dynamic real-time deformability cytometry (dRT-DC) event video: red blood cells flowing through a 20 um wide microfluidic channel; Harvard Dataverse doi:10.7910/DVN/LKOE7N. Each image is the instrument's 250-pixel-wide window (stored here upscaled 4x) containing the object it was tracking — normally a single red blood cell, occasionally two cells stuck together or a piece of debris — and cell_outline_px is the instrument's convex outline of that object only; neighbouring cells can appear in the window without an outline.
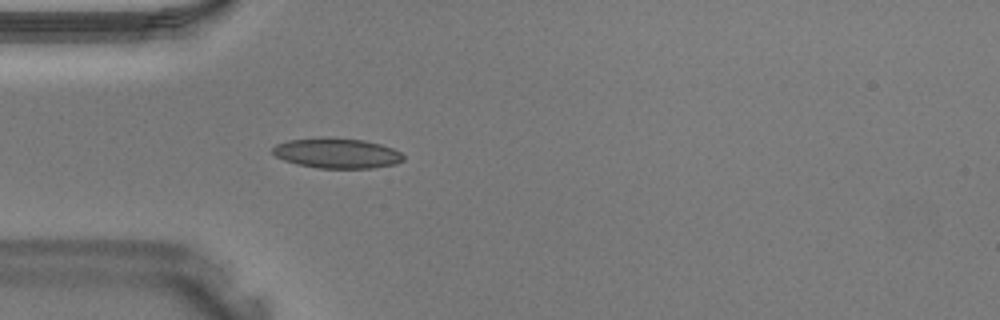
{"species": "Egyptian fruit bat (a non-hibernating species)", "species_latin": "Rousettus aegyptiacus", "temperature_condition": "warm", "stored_images_in_passage": 6, "camera_frame_rate_fps": 3000, "um_per_image_px": 0.085, "animal": {"sex": "male"}, "frame": {"image": 1, "passage_image": 1, "time_ms": 0.0, "image_size_px": [1000, 320], "cell_outline_px": [[404, 160], [396, 164], [372, 168], [320, 168], [296, 164], [284, 160], [276, 156], [272, 152], [272, 148], [276, 144], [288, 140], [364, 140], [380, 144], [392, 148], [400, 152], [404, 156]], "centroid_in_image_um": [28.67, 13.07], "position_along_channel_um": 56.3, "area_um2": 22.08}}
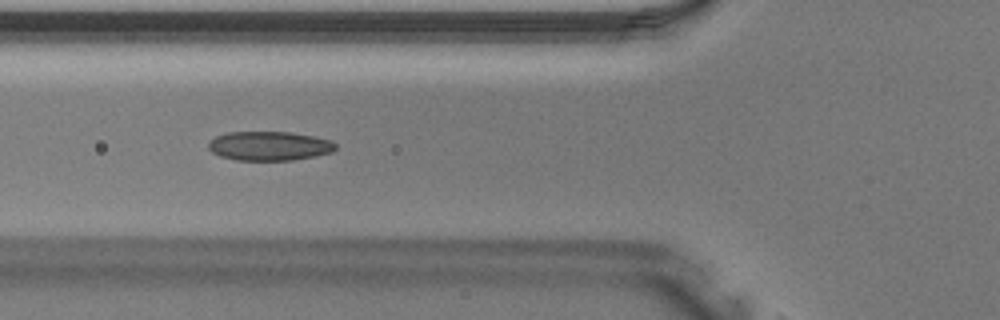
{"frame": {"image": 2, "passage_image": 4, "time_ms": 1.0, "image_size_px": [1000, 320], "cell_outline_px": [[336, 148], [332, 152], [316, 156], [292, 160], [236, 160], [220, 156], [212, 152], [208, 148], [208, 140], [216, 136], [228, 132], [292, 132], [332, 140], [336, 144]], "centroid_in_image_um": [22.88, 12.4], "position_along_channel_um": 102.9, "area_um2": 21.73}}
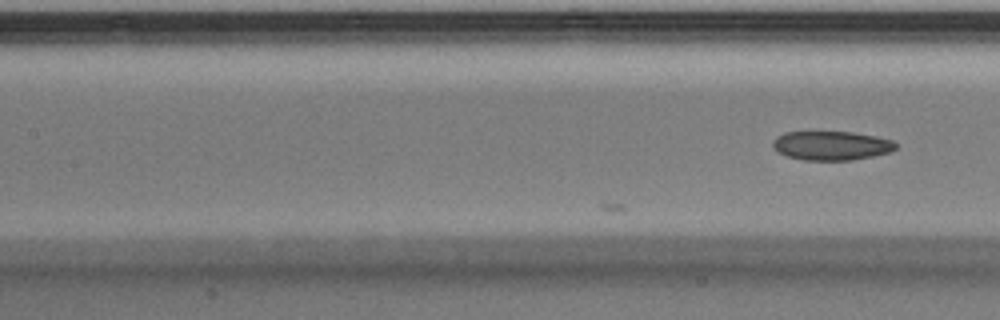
{"frame": {"image": 3, "passage_image": 6, "time_ms": 1.667, "image_size_px": [1000, 320], "cell_outline_px": [[896, 148], [892, 152], [852, 160], [804, 160], [788, 156], [776, 152], [772, 148], [772, 140], [776, 136], [784, 132], [852, 132], [876, 136], [892, 140], [896, 144]], "centroid_in_image_um": [70.64, 12.37], "position_along_channel_um": 136.8, "area_um2": 20.98}}